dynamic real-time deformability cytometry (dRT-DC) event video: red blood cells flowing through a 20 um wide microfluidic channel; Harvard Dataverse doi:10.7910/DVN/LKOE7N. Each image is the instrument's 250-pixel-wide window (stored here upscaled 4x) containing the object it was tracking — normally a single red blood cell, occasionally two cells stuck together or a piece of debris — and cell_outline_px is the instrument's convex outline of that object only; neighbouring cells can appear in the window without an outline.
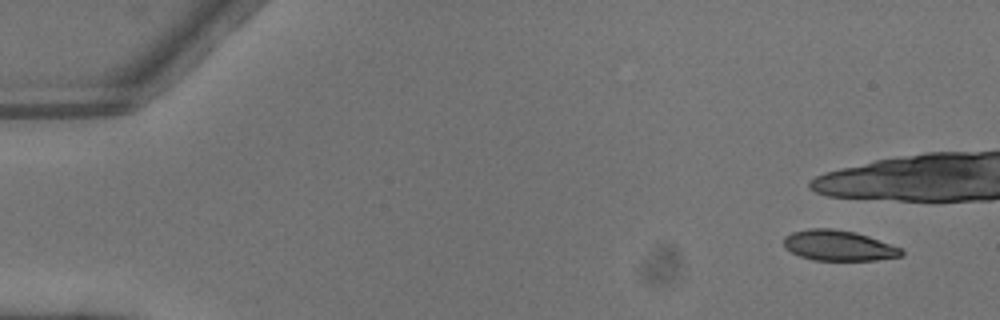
{"species": "common noctule bat (a hibernating species)", "species_latin": "Nyctalus noctula", "temperature_condition": "warm", "stored_images_in_passage": 5, "camera_frame_rate_fps": 3000, "um_per_image_px": 0.085, "animal": {"sex": "male", "body_mass_g": 13.3}, "frame": {"image": 1, "passage_image": 1, "time_ms": 0.0, "image_size_px": [1000, 320], "cell_outline_px": [[904, 256], [876, 260], [812, 260], [800, 256], [784, 248], [784, 236], [792, 232], [808, 228], [832, 228], [856, 232], [868, 236], [900, 248], [904, 252]], "centroid_in_image_um": [71.26, 20.87], "position_along_channel_um": 13.7, "area_um2": 20.92}}